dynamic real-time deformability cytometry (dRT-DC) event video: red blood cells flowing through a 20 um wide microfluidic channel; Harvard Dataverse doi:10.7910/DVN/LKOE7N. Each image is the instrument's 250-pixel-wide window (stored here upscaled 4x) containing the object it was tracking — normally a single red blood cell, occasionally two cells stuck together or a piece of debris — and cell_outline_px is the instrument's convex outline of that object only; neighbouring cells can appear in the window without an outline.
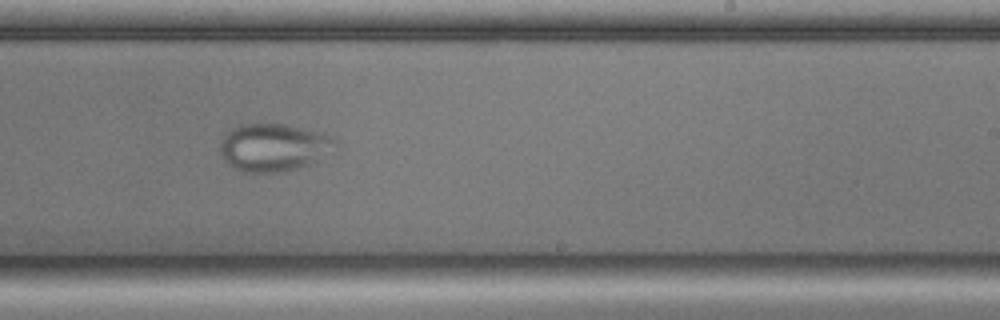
{"species": "common noctule bat (a hibernating species)", "species_latin": "Nyctalus noctula", "temperature_condition": "cold", "stored_images_in_passage": 47, "camera_frame_rate_fps": 3000, "um_per_image_px": 0.085, "animal": {"sex": "male", "body_mass_g": 17.9, "forearm_length_mm": 54.2}, "frame": {"image": 1, "passage_image": 25, "time_ms": 8.0, "image_size_px": [1000, 320], "cell_outline_px": [[340, 144], [308, 164], [288, 172], [240, 172], [224, 160], [220, 152], [220, 140], [232, 128], [244, 124], [284, 124], [328, 136], [336, 140]], "centroid_in_image_um": [23.19, 12.55], "position_along_channel_um": 265.8, "area_um2": 31.44}}
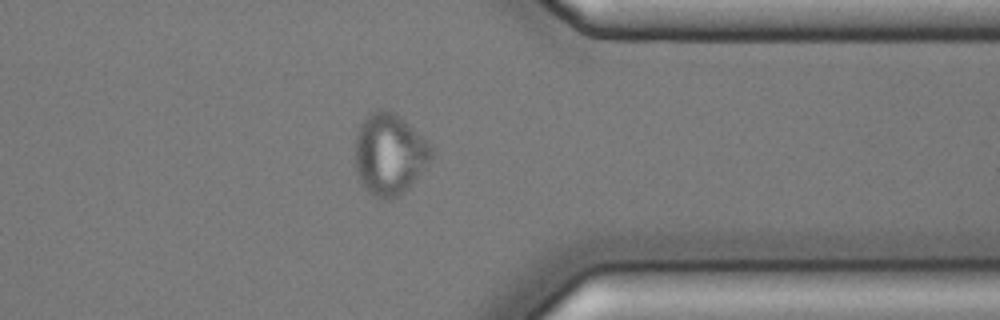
{"frame": {"image": 2, "passage_image": 35, "time_ms": 11.333, "image_size_px": [1000, 320], "cell_outline_px": [[436, 152], [424, 168], [408, 188], [404, 192], [388, 200], [376, 200], [364, 188], [356, 172], [356, 136], [360, 124], [364, 116], [380, 108], [392, 112], [404, 120]], "centroid_in_image_um": [33.07, 13.13], "position_along_channel_um": 378.3, "area_um2": 35.95}}